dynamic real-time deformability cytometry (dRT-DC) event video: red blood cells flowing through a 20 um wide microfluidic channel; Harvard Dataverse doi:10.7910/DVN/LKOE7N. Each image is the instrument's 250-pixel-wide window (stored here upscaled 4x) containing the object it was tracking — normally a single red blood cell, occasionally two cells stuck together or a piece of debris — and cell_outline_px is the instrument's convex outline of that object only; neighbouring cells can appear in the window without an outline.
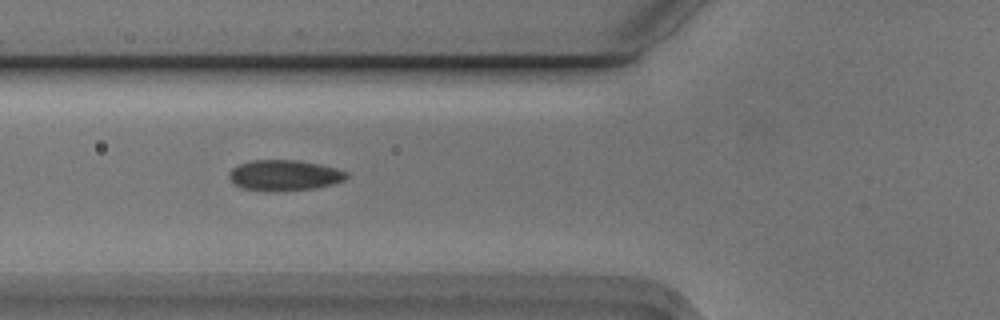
{"species": "Egyptian fruit bat (a non-hibernating species)", "species_latin": "Rousettus aegyptiacus", "temperature_condition": "cold", "stored_images_in_passage": 3, "camera_frame_rate_fps": 3000, "um_per_image_px": 0.085, "animal": {"sex": "male"}, "frame": {"image": 1, "passage_image": 2, "time_ms": 0.333, "image_size_px": [1000, 320], "cell_outline_px": [[348, 176], [344, 180], [332, 184], [316, 188], [276, 192], [264, 192], [240, 188], [232, 184], [228, 176], [232, 168], [240, 164], [252, 160], [296, 160], [320, 164], [336, 168], [348, 172]], "centroid_in_image_um": [24.13, 14.92], "position_along_channel_um": 101.7, "area_um2": 21.39}}
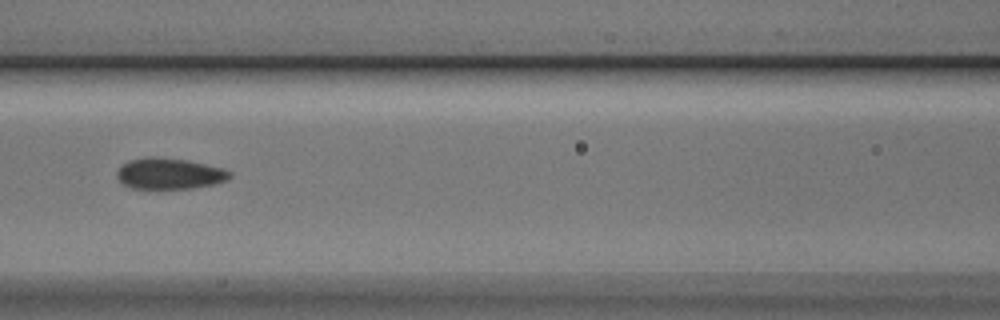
{"frame": {"image": 2, "passage_image": 3, "time_ms": 0.667, "image_size_px": [1000, 320], "cell_outline_px": [[232, 176], [224, 180], [212, 184], [192, 188], [132, 188], [124, 184], [116, 176], [116, 172], [128, 160], [148, 156], [152, 156], [184, 160], [204, 164], [220, 168], [232, 172]], "centroid_in_image_um": [14.36, 14.75], "position_along_channel_um": 152.2, "area_um2": 20.0}}